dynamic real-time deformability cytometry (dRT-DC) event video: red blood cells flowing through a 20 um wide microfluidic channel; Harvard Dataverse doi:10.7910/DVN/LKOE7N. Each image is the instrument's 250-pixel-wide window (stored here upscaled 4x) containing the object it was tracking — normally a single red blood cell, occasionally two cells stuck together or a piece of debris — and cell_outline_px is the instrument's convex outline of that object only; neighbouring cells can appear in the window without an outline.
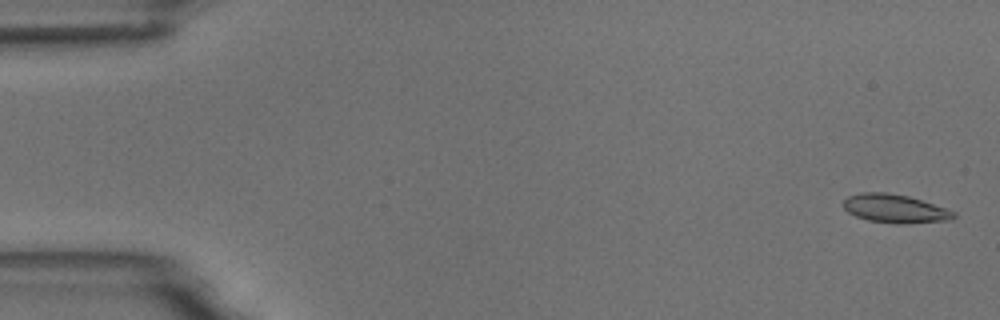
{"species": "common noctule bat (a hibernating species)", "species_latin": "Nyctalus noctula", "temperature_condition": "room temperature", "stored_images_in_passage": 5, "camera_frame_rate_fps": 3000, "um_per_image_px": 0.085, "animal": {"sex": "male", "body_mass_g": 18.8}, "frame": {"image": 1, "passage_image": 1, "time_ms": 0.0, "image_size_px": [1000, 320], "cell_outline_px": [[956, 216], [952, 220], [900, 224], [896, 224], [868, 220], [856, 216], [848, 212], [844, 208], [844, 200], [848, 196], [860, 192], [884, 192], [908, 196], [956, 212]], "centroid_in_image_um": [76.06, 17.74], "position_along_channel_um": 8.9, "area_um2": 18.21}}
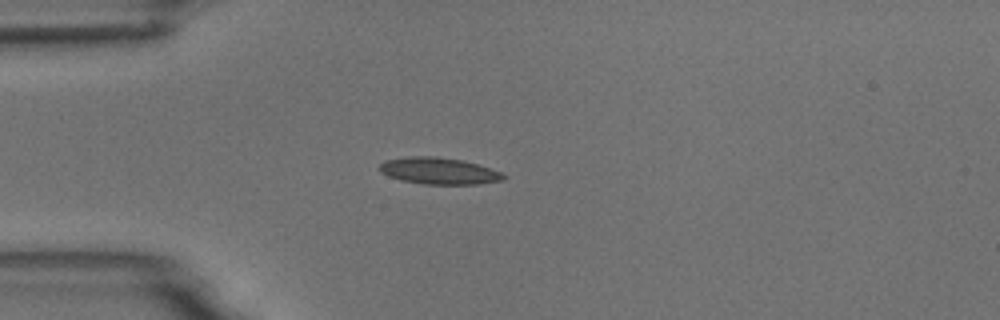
{"frame": {"image": 2, "passage_image": 4, "time_ms": 4.333, "image_size_px": [1000, 320], "cell_outline_px": [[508, 176], [504, 180], [480, 184], [424, 184], [400, 180], [388, 176], [380, 172], [380, 164], [384, 160], [408, 156], [436, 156], [464, 160], [500, 172]], "centroid_in_image_um": [37.29, 14.52], "position_along_channel_um": 47.7, "area_um2": 19.36}}